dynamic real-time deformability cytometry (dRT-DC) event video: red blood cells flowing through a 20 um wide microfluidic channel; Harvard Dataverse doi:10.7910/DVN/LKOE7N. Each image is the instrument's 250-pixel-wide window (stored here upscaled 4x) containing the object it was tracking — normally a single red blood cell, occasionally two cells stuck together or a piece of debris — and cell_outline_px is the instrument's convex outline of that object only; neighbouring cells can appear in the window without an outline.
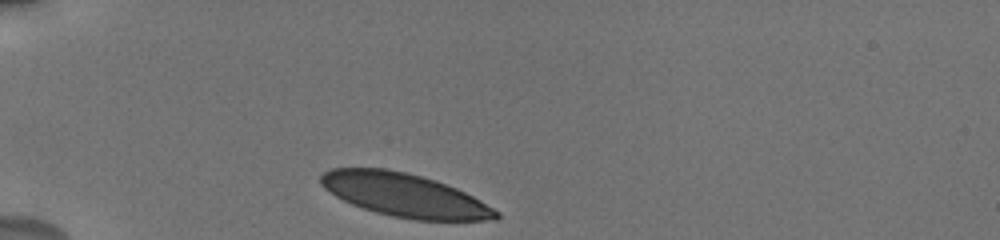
{"species": "human", "species_latin": "Homo sapiens", "temperature_condition": "cold", "stored_images_in_passage": 5, "camera_frame_rate_fps": 3000, "um_per_image_px": 0.085, "donor": {"sex": "male"}, "frame": {"image": 1, "passage_image": 1, "time_ms": 0.0, "image_size_px": [1000, 240], "cell_outline_px": [[500, 216], [496, 220], [412, 220], [392, 216], [376, 212], [352, 204], [336, 196], [324, 188], [320, 184], [320, 176], [324, 172], [332, 168], [384, 168], [404, 172], [420, 176], [456, 188], [480, 200], [500, 212]], "centroid_in_image_um": [34.38, 16.59], "position_along_channel_um": 50.6, "area_um2": 43.87}}
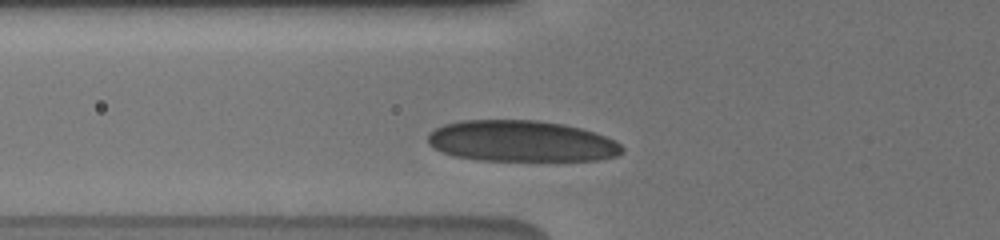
{"frame": {"image": 2, "passage_image": 4, "time_ms": 1.667, "image_size_px": [1000, 240], "cell_outline_px": [[624, 152], [616, 156], [600, 160], [480, 160], [456, 156], [444, 152], [428, 144], [428, 132], [444, 124], [460, 120], [536, 120], [564, 124], [596, 132], [616, 140], [624, 148]], "centroid_in_image_um": [44.35, 11.99], "position_along_channel_um": 81.4, "area_um2": 46.7}}